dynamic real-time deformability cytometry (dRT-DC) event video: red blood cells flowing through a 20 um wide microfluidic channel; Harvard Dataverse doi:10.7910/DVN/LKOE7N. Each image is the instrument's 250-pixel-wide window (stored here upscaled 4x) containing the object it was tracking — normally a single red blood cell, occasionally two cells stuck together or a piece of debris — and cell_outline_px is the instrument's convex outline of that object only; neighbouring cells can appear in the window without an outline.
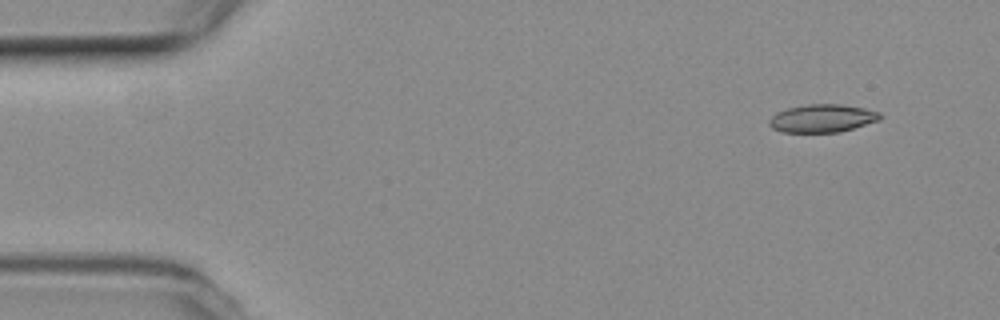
{"species": "common noctule bat (a hibernating species)", "species_latin": "Nyctalus noctula", "temperature_condition": "room temperature", "stored_images_in_passage": 5, "segment_of_instrument_passage": [1, 2], "camera_frame_rate_fps": 3000, "um_per_image_px": 0.085, "animal": {"sex": "female", "body_mass_g": 19.3, "forearm_length_mm": 54.1}, "frame": {"image": 1, "passage_image": 1, "time_ms": 0.0, "image_size_px": [1000, 320], "cell_outline_px": [[884, 116], [880, 120], [840, 132], [784, 132], [772, 128], [768, 124], [768, 120], [776, 112], [788, 108], [808, 104], [840, 104], [864, 108], [880, 112]], "centroid_in_image_um": [69.91, 10.05], "position_along_channel_um": 15.1, "area_um2": 18.15}}